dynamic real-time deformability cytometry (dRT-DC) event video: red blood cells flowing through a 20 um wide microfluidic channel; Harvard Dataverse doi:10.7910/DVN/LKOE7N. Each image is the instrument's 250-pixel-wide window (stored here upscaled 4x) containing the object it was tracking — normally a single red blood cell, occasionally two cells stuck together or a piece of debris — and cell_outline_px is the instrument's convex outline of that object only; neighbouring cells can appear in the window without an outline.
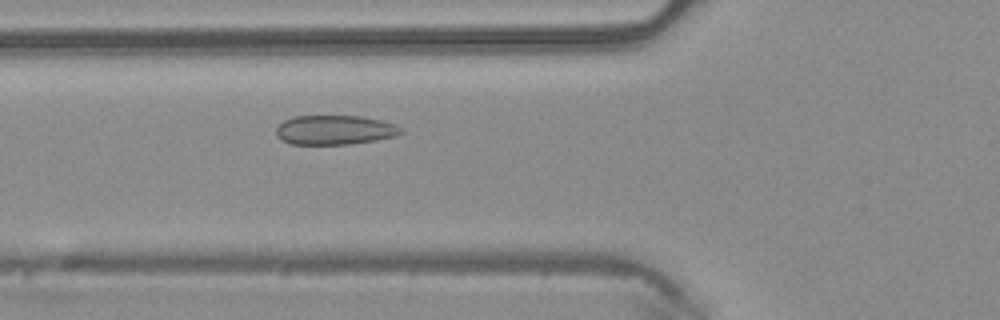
{"species": "common noctule bat (a hibernating species)", "species_latin": "Nyctalus noctula", "temperature_condition": "warm", "stored_images_in_passage": 35, "camera_frame_rate_fps": 3000, "um_per_image_px": 0.085, "animal": {"sex": "male", "body_mass_g": 20.4}, "frame": {"image": 1, "passage_image": 4, "time_ms": 1.0, "image_size_px": [1000, 320], "cell_outline_px": [[404, 132], [396, 136], [376, 140], [348, 144], [292, 144], [280, 140], [276, 136], [276, 128], [284, 120], [292, 116], [360, 116], [380, 120], [396, 124], [404, 128]], "centroid_in_image_um": [28.47, 11.04], "position_along_channel_um": 97.3, "area_um2": 21.56}}
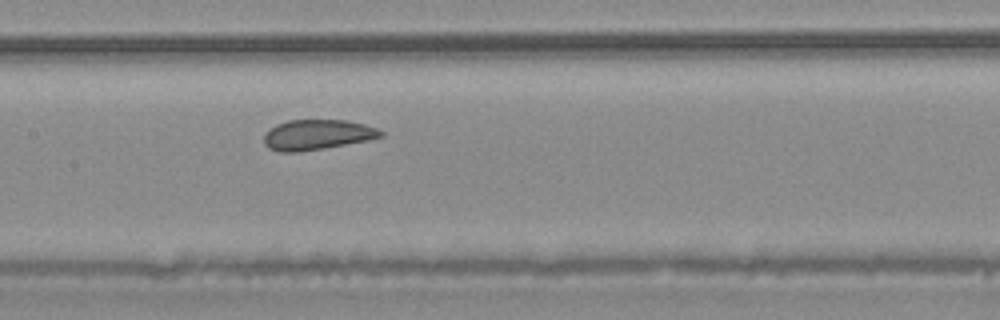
{"frame": {"image": 2, "passage_image": 10, "time_ms": 3.0, "image_size_px": [1000, 320], "cell_outline_px": [[384, 136], [368, 140], [324, 148], [300, 152], [280, 152], [268, 148], [264, 144], [264, 132], [268, 128], [276, 124], [288, 120], [344, 120], [364, 124], [376, 128], [384, 132]], "centroid_in_image_um": [26.92, 11.45], "position_along_channel_um": 180.5, "area_um2": 20.69}}
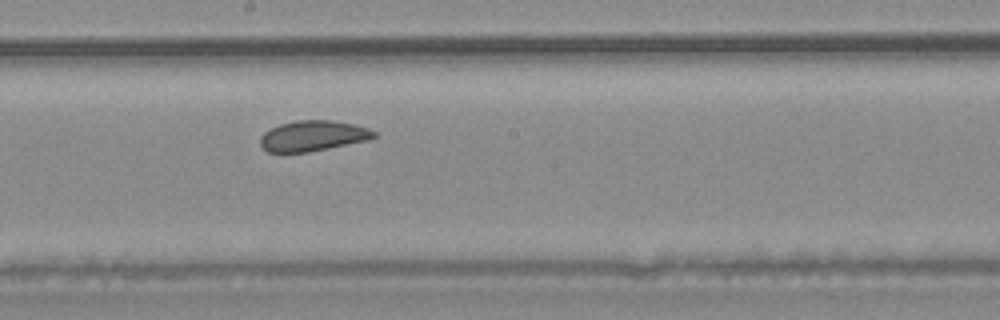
{"frame": {"image": 3, "passage_image": 13, "time_ms": 4.0, "image_size_px": [1000, 320], "cell_outline_px": [[376, 136], [368, 140], [308, 152], [268, 152], [260, 144], [260, 136], [264, 132], [280, 124], [296, 120], [332, 120], [356, 124], [368, 128], [376, 132]], "centroid_in_image_um": [26.61, 11.54], "position_along_channel_um": 221.6, "area_um2": 20.17}}